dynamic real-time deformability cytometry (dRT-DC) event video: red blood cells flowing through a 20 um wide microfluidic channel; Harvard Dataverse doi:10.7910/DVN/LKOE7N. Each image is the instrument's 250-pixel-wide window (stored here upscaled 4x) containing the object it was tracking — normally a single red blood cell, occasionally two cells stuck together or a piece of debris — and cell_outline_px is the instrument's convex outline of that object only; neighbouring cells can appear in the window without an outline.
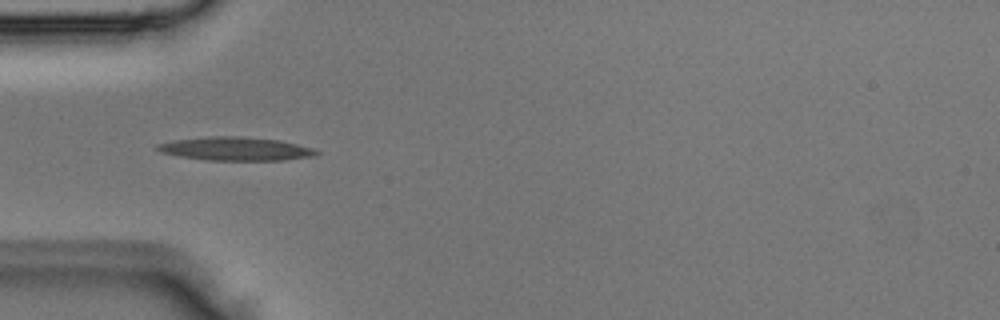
{"species": "Egyptian fruit bat (a non-hibernating species)", "species_latin": "Rousettus aegyptiacus", "temperature_condition": "room temperature", "stored_images_in_passage": 3, "camera_frame_rate_fps": 3000, "um_per_image_px": 0.085, "animal": {"sex": "male"}, "frame": {"image": 1, "passage_image": 3, "time_ms": 0.667, "image_size_px": [1000, 320], "cell_outline_px": [[320, 152], [316, 156], [284, 160], [208, 160], [180, 156], [160, 152], [156, 148], [156, 144], [172, 140], [208, 136], [240, 136], [280, 140], [312, 148]], "centroid_in_image_um": [20.02, 12.64], "position_along_channel_um": 65.0, "area_um2": 21.79}}